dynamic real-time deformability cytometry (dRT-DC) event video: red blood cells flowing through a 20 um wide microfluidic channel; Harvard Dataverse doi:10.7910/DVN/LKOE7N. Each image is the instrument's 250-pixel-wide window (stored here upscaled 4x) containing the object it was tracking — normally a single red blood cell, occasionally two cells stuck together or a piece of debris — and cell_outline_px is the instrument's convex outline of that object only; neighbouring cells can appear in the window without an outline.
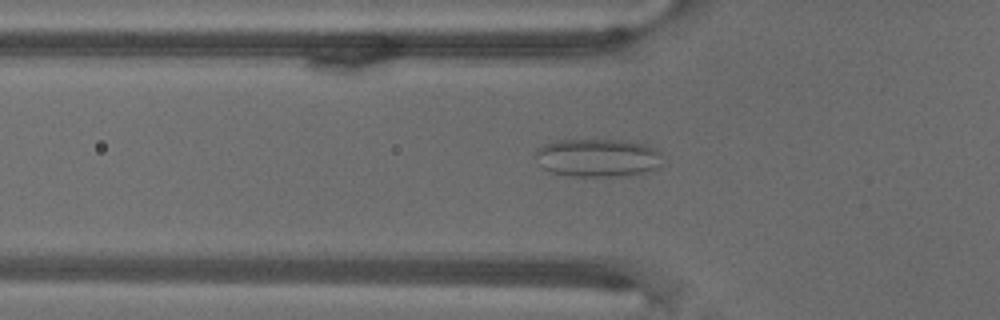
{"species": "common noctule bat (a hibernating species)", "species_latin": "Nyctalus noctula", "temperature_condition": "warm", "stored_images_in_passage": 50, "camera_frame_rate_fps": 3000, "um_per_image_px": 0.085, "animal": {"sex": "male", "body_mass_g": 18.8}, "frame": {"image": 1, "passage_image": 3, "time_ms": 0.667, "image_size_px": [1000, 320], "cell_outline_px": [[664, 164], [660, 168], [620, 176], [568, 176], [552, 172], [544, 168], [536, 156], [536, 148], [544, 144], [560, 140], [616, 140], [644, 144], [656, 148], [660, 152]], "centroid_in_image_um": [50.84, 13.41], "position_along_channel_um": 75.0, "area_um2": 28.15}}
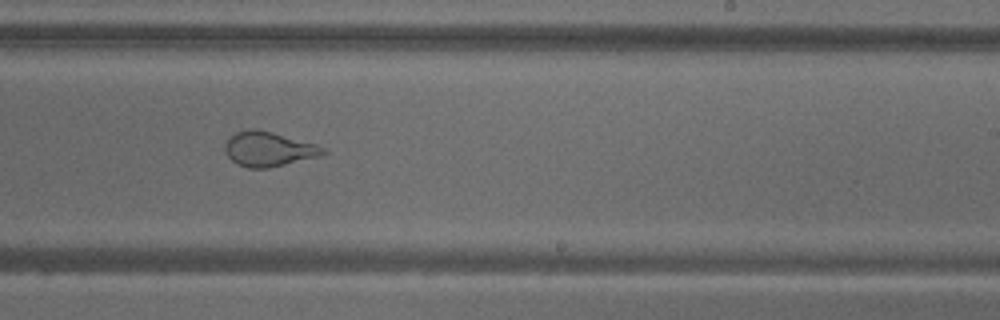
{"frame": {"image": 2, "passage_image": 23, "time_ms": 7.333, "image_size_px": [1000, 320], "cell_outline_px": [[328, 152], [320, 156], [268, 168], [248, 168], [232, 160], [228, 156], [224, 148], [224, 144], [236, 132], [256, 128], [260, 128], [316, 144], [324, 148]], "centroid_in_image_um": [22.85, 12.66], "position_along_channel_um": 266.1, "area_um2": 19.71}}
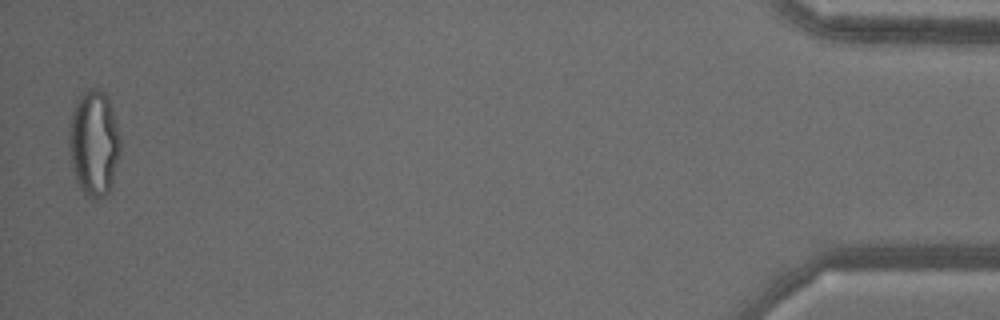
{"frame": {"image": 3, "passage_image": 49, "time_ms": 16.0, "image_size_px": [1000, 320], "cell_outline_px": [[120, 156], [112, 184], [108, 192], [104, 196], [96, 200], [84, 196], [76, 180], [72, 168], [68, 152], [68, 128], [72, 112], [80, 96], [88, 88], [96, 88], [104, 92], [108, 96], [112, 108], [120, 136]], "centroid_in_image_um": [7.98, 12.2], "position_along_channel_um": 427.2, "area_um2": 32.19}}